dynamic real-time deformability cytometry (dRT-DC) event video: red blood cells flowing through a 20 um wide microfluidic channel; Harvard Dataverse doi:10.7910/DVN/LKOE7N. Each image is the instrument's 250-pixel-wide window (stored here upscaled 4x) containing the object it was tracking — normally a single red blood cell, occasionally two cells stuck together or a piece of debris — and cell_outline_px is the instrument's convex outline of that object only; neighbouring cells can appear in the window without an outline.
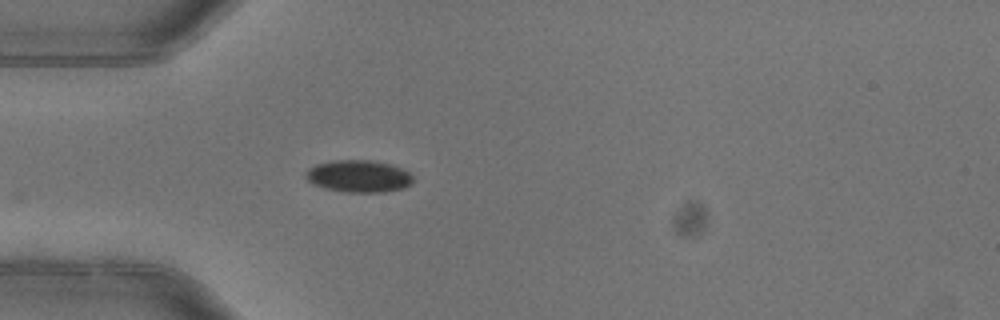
{"species": "common noctule bat (a hibernating species)", "species_latin": "Nyctalus noctula", "temperature_condition": "warm", "stored_images_in_passage": 1, "camera_frame_rate_fps": 3000, "um_per_image_px": 0.085, "animal": {"sex": "female"}, "frame": {"image": 1, "passage_image": 1, "time_ms": 0.0, "image_size_px": [1000, 320], "cell_outline_px": [[412, 184], [404, 188], [384, 192], [348, 192], [324, 188], [312, 184], [304, 176], [304, 172], [308, 168], [316, 164], [332, 160], [372, 160], [392, 164], [408, 172], [412, 176]], "centroid_in_image_um": [30.46, 14.97], "position_along_channel_um": 54.5, "area_um2": 20.29}}